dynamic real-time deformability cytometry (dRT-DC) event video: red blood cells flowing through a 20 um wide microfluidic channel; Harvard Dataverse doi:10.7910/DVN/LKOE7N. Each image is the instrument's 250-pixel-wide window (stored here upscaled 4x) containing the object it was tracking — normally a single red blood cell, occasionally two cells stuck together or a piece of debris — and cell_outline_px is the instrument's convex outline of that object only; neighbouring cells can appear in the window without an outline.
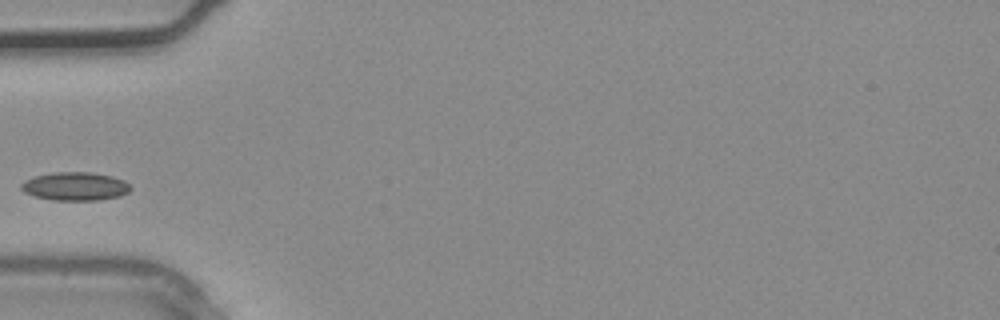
{"species": "common noctule bat (a hibernating species)", "species_latin": "Nyctalus noctula", "temperature_condition": "warm", "stored_images_in_passage": 6, "camera_frame_rate_fps": 3000, "um_per_image_px": 0.085, "animal": {"sex": "male", "body_mass_g": 20.4}, "frame": {"image": 1, "passage_image": 6, "time_ms": 1.667, "image_size_px": [1000, 320], "cell_outline_px": [[132, 188], [128, 192], [120, 196], [100, 200], [52, 200], [36, 196], [24, 192], [20, 188], [20, 184], [24, 180], [32, 176], [52, 172], [92, 172], [112, 176], [124, 180]], "centroid_in_image_um": [6.37, 15.83], "position_along_channel_um": 78.6, "area_um2": 18.26}}